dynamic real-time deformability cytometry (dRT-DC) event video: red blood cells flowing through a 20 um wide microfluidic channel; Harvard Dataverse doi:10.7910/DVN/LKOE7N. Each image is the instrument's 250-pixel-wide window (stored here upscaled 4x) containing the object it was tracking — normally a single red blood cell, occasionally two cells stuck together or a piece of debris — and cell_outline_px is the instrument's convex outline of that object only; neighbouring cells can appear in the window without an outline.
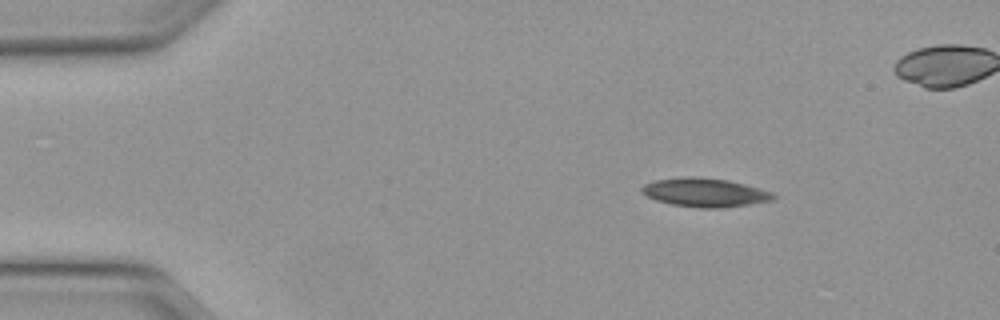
{"species": "Egyptian fruit bat (a non-hibernating species)", "species_latin": "Rousettus aegyptiacus", "temperature_condition": "warm", "stored_images_in_passage": 44, "segment_of_instrument_passage": [1, 2], "camera_frame_rate_fps": 3000, "um_per_image_px": 0.085, "animal": {"sex": "female"}, "frame": {"image": 1, "passage_image": 1, "time_ms": 0.0, "image_size_px": [1000, 320], "cell_outline_px": [[776, 196], [772, 200], [748, 204], [720, 208], [700, 208], [672, 204], [656, 200], [640, 192], [640, 188], [644, 184], [656, 180], [692, 176], [728, 180], [744, 184], [772, 192]], "centroid_in_image_um": [59.89, 16.36], "position_along_channel_um": 25.1, "area_um2": 21.73}}
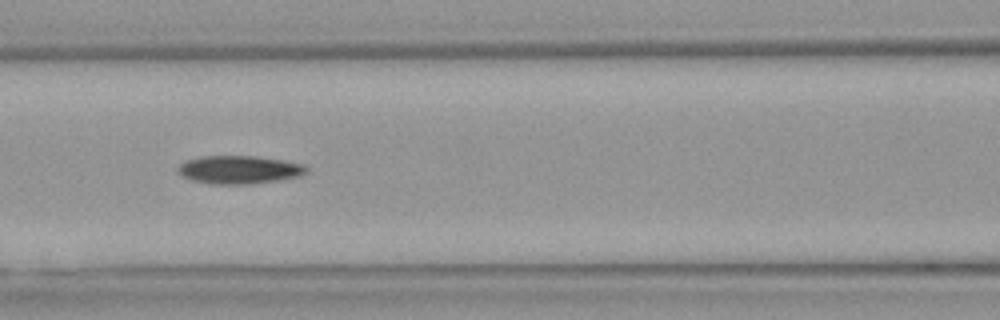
{"frame": {"image": 2, "passage_image": 15, "time_ms": 4.667, "image_size_px": [1000, 320], "cell_outline_px": [[308, 172], [300, 176], [252, 184], [208, 184], [192, 180], [180, 176], [176, 172], [176, 168], [184, 160], [200, 156], [256, 156], [284, 160], [304, 164], [308, 168]], "centroid_in_image_um": [20.28, 14.42], "position_along_channel_um": 146.3, "area_um2": 21.44}}
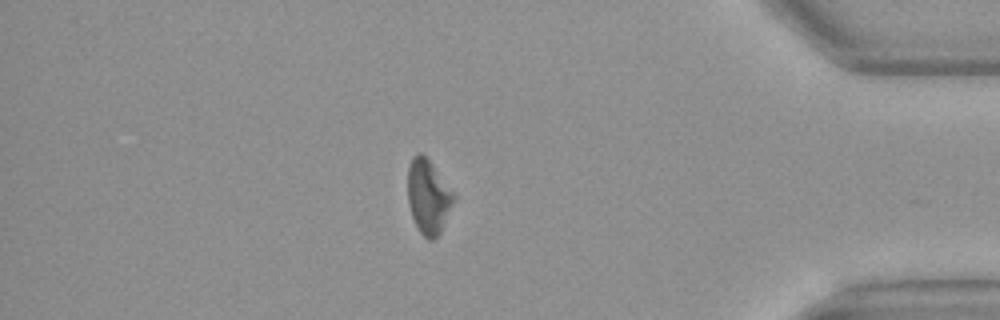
{"frame": {"image": 3, "passage_image": 36, "time_ms": 11.667, "image_size_px": [1000, 320], "cell_outline_px": [[456, 200], [440, 232], [432, 240], [428, 240], [420, 232], [412, 216], [408, 204], [408, 168], [412, 156], [416, 152], [420, 152], [432, 164], [456, 196]], "centroid_in_image_um": [36.4, 16.71], "position_along_channel_um": 398.8, "area_um2": 19.77}}